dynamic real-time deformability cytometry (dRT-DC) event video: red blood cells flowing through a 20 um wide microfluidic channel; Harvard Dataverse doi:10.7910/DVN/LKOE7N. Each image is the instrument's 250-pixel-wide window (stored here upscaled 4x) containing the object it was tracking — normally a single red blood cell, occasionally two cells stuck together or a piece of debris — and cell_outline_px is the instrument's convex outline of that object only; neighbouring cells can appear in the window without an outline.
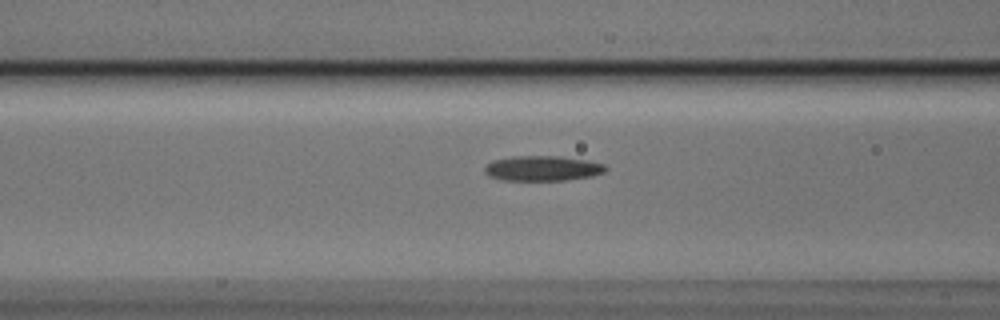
{"species": "Egyptian fruit bat (a non-hibernating species)", "species_latin": "Rousettus aegyptiacus", "temperature_condition": "cold", "stored_images_in_passage": 5, "camera_frame_rate_fps": 3000, "um_per_image_px": 0.085, "animal": {"sex": "male"}, "frame": {"image": 1, "passage_image": 5, "time_ms": 1.333, "image_size_px": [1000, 320], "cell_outline_px": [[608, 168], [604, 172], [592, 176], [564, 180], [500, 180], [488, 176], [484, 172], [484, 168], [492, 160], [516, 156], [556, 156], [584, 160], [604, 164]], "centroid_in_image_um": [46.08, 14.31], "position_along_channel_um": 120.5, "area_um2": 17.57}}